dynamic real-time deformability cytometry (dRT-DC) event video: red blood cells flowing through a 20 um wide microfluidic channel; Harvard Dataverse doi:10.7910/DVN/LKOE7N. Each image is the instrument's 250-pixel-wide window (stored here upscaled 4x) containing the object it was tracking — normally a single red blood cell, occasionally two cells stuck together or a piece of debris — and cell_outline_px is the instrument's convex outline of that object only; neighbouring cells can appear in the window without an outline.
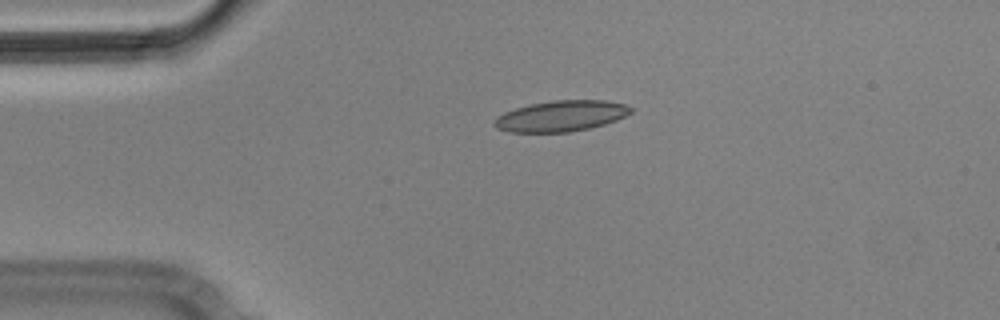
{"species": "Egyptian fruit bat (a non-hibernating species)", "species_latin": "Rousettus aegyptiacus", "temperature_condition": "cold", "stored_images_in_passage": 2, "camera_frame_rate_fps": 3000, "um_per_image_px": 0.085, "animal": {"sex": "male"}, "frame": {"image": 1, "passage_image": 2, "time_ms": 0.333, "image_size_px": [1000, 320], "cell_outline_px": [[632, 112], [616, 120], [604, 124], [588, 128], [568, 132], [508, 132], [496, 128], [492, 124], [492, 120], [496, 116], [504, 112], [516, 108], [532, 104], [552, 100], [604, 100], [624, 104], [632, 108]], "centroid_in_image_um": [47.63, 9.86], "position_along_channel_um": 37.4, "area_um2": 24.51}}